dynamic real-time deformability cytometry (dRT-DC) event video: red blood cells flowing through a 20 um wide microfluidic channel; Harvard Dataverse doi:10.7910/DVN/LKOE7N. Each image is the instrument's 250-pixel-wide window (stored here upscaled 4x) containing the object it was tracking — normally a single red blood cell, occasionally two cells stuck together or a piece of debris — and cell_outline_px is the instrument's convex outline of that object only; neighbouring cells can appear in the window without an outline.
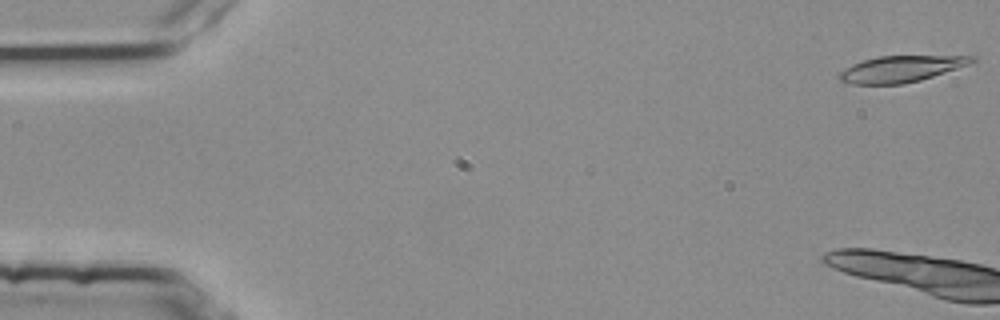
{"species": "common noctule bat (a hibernating species)", "species_latin": "Nyctalus noctula", "temperature_condition": "room temperature", "stored_images_in_passage": 4, "camera_frame_rate_fps": 3000, "um_per_image_px": 0.085, "animal": {"sex": "female", "body_mass_g": 25.1}, "frame": {"image": 1, "passage_image": 1, "time_ms": 0.0, "image_size_px": [1000, 320], "cell_outline_px": [[976, 60], [968, 64], [920, 80], [904, 84], [852, 84], [840, 80], [836, 76], [844, 68], [852, 64], [864, 60], [880, 56], [976, 56]], "centroid_in_image_um": [76.52, 5.86], "position_along_channel_um": 8.5, "area_um2": 20.06}}